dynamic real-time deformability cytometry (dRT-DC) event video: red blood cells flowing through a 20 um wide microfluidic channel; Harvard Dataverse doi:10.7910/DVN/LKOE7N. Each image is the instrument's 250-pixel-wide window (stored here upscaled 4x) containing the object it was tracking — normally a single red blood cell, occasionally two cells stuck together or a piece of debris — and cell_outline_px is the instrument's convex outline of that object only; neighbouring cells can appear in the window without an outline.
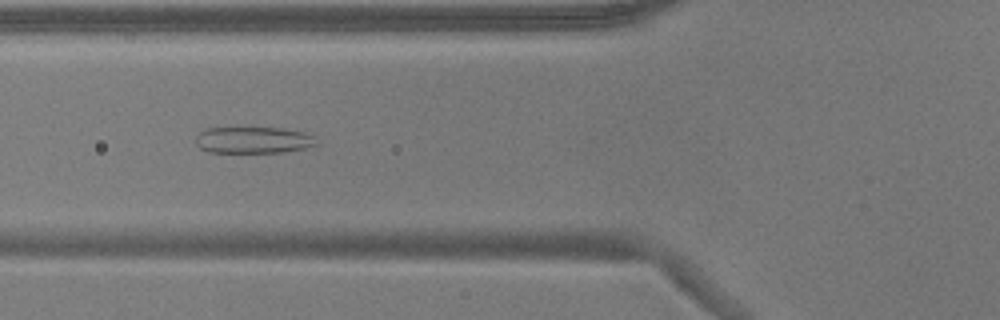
{"species": "common noctule bat (a hibernating species)", "species_latin": "Nyctalus noctula", "temperature_condition": "warm", "stored_images_in_passage": 49, "camera_frame_rate_fps": 3000, "um_per_image_px": 0.085, "animal": {"sex": "male", "body_mass_g": 17.9}, "frame": {"image": 1, "passage_image": 16, "time_ms": 5.0, "image_size_px": [1000, 320], "cell_outline_px": [[320, 144], [304, 148], [284, 152], [208, 152], [200, 148], [196, 144], [196, 136], [204, 128], [280, 128], [304, 132], [312, 136]], "centroid_in_image_um": [21.52, 11.9], "position_along_channel_um": 104.3, "area_um2": 18.61}}
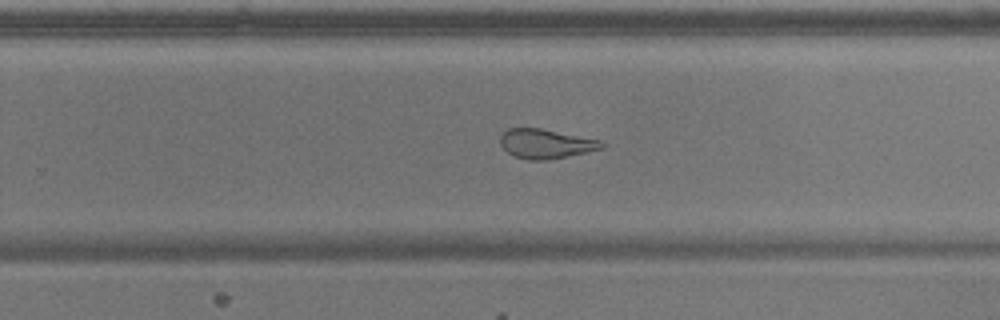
{"frame": {"image": 2, "passage_image": 30, "time_ms": 9.667, "image_size_px": [1000, 320], "cell_outline_px": [[604, 148], [548, 160], [528, 160], [512, 156], [500, 144], [500, 136], [508, 128], [540, 128], [600, 140], [604, 144]], "centroid_in_image_um": [46.36, 12.22], "position_along_channel_um": 283.4, "area_um2": 17.28}}
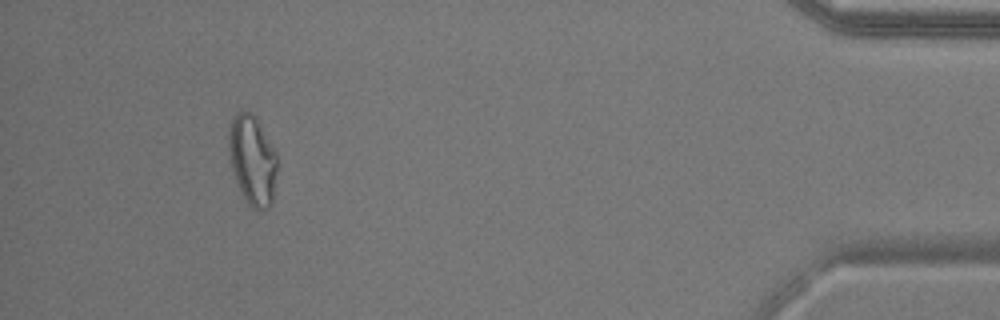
{"frame": {"image": 3, "passage_image": 45, "time_ms": 14.667, "image_size_px": [1000, 320], "cell_outline_px": [[276, 176], [272, 204], [268, 208], [260, 212], [252, 208], [248, 204], [240, 192], [232, 172], [228, 148], [228, 128], [232, 116], [240, 112], [252, 112], [256, 116], [276, 152]], "centroid_in_image_um": [21.44, 13.63], "position_along_channel_um": 413.8, "area_um2": 25.78}, "authors_computed_cell_mechanics": {"area_um2": 22.8888, "velocity_mm_per_s": 3.8333, "shape_relaxation_time_tau1_ms": null, "shape_relaxation_time_tau2_ms": 1.6935, "deformation_change_tau1": null, "deformation_change_tau2": 0.1116}}